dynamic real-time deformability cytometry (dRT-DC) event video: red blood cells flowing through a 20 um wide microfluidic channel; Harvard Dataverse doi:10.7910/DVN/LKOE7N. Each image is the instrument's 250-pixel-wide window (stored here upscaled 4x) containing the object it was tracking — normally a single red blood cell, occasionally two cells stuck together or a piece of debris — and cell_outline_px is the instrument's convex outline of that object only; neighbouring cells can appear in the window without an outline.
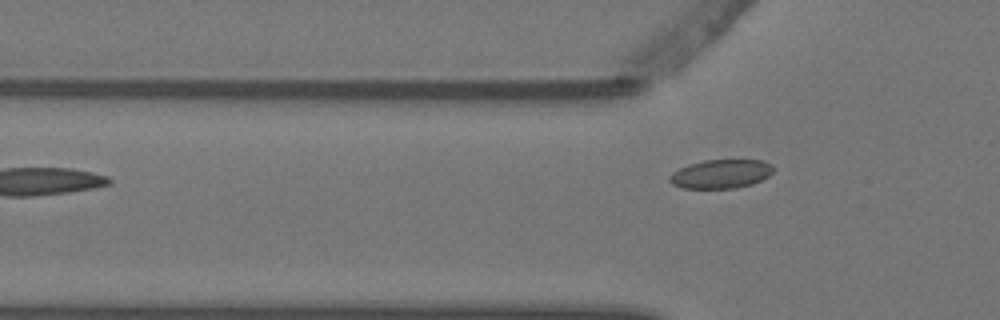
{"species": "Egyptian fruit bat (a non-hibernating species)", "species_latin": "Rousettus aegyptiacus", "temperature_condition": "warm", "stored_images_in_passage": 5, "camera_frame_rate_fps": 3000, "um_per_image_px": 0.085, "animal": {"sex": "female"}, "frame": {"image": 1, "passage_image": 5, "time_ms": 1.333, "image_size_px": [1000, 320], "cell_outline_px": [[776, 168], [768, 176], [752, 184], [736, 188], [684, 188], [672, 184], [668, 180], [668, 176], [672, 172], [688, 164], [704, 160], [764, 160], [772, 164]], "centroid_in_image_um": [61.28, 14.77], "position_along_channel_um": 64.5, "area_um2": 17.57}}